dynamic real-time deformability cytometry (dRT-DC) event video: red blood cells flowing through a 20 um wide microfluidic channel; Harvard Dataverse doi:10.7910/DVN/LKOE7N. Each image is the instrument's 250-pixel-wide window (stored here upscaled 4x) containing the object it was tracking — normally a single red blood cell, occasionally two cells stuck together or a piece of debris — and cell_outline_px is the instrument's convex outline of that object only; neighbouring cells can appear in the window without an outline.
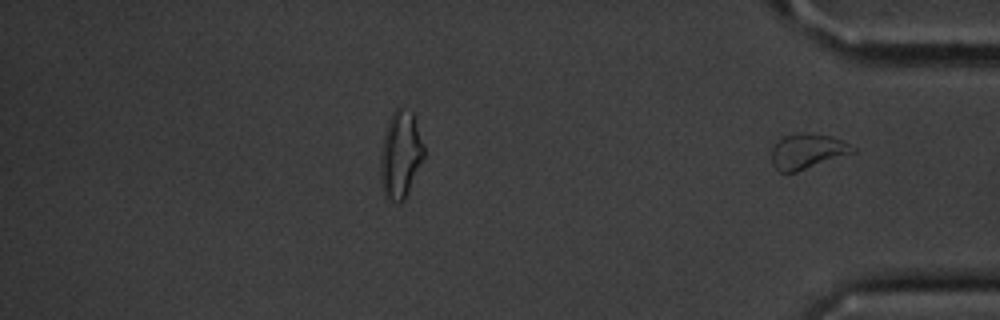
{"species": "common noctule bat (a hibernating species)", "species_latin": "Nyctalus noctula", "temperature_condition": "cold", "stored_images_in_passage": 41, "segment_of_instrument_passage": [2, 2], "camera_frame_rate_fps": 3000, "um_per_image_px": 0.085, "animal": {"sex": "male", "body_mass_g": 20.1, "forearm_length_mm": 53.5}, "frame": {"image": 1, "passage_image": 41, "time_ms": 13.333, "image_size_px": [1000, 320], "cell_outline_px": [[856, 152], [796, 172], [780, 172], [772, 164], [772, 148], [784, 136], [804, 132], [808, 132], [832, 136], [844, 140], [856, 148]], "centroid_in_image_um": [68.67, 12.85], "position_along_channel_um": 366.5, "area_um2": 16.65}}